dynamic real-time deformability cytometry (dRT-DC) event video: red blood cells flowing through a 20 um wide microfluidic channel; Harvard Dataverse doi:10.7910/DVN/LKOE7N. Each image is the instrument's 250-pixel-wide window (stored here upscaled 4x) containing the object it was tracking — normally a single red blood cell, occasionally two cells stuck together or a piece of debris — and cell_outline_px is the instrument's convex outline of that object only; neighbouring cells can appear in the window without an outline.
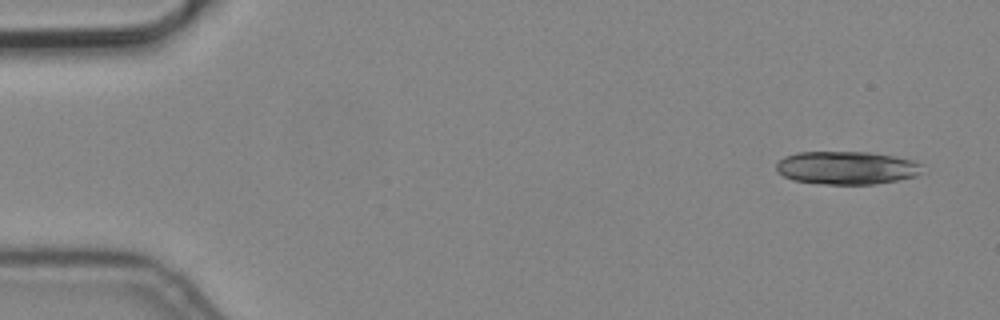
{"species": "common noctule bat (a hibernating species)", "species_latin": "Nyctalus noctula", "temperature_condition": "cold", "stored_images_in_passage": 4, "camera_frame_rate_fps": 3000, "um_per_image_px": 0.085, "animal": {"sex": "male", "body_mass_g": 19.2, "forearm_length_mm": 51.8}, "frame": {"image": 1, "passage_image": 1, "time_ms": 0.0, "image_size_px": [1000, 320], "cell_outline_px": [[920, 172], [916, 176], [896, 180], [872, 184], [824, 184], [792, 180], [776, 172], [776, 164], [784, 156], [796, 152], [868, 152], [896, 156], [916, 160], [920, 164]], "centroid_in_image_um": [71.93, 14.25], "position_along_channel_um": 13.1, "area_um2": 28.21}}